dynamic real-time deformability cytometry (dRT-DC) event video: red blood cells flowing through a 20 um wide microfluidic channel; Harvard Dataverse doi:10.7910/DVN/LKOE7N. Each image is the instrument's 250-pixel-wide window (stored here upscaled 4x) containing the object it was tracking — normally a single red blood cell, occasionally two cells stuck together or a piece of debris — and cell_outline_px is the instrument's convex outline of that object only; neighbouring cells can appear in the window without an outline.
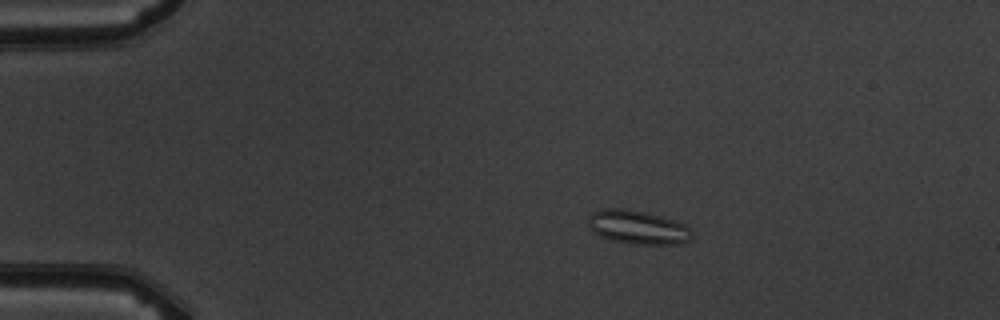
{"species": "common noctule bat (a hibernating species)", "species_latin": "Nyctalus noctula", "temperature_condition": "warm", "stored_images_in_passage": 7, "camera_frame_rate_fps": 3000, "um_per_image_px": 0.085, "animal": {"sex": "male", "body_mass_g": 19.5, "forearm_length_mm": 54.6}, "frame": {"image": 1, "passage_image": 4, "time_ms": 3.333, "image_size_px": [1000, 320], "cell_outline_px": [[692, 236], [684, 244], [632, 244], [608, 240], [592, 232], [588, 224], [588, 216], [592, 212], [600, 208], [624, 208], [644, 212], [676, 220], [684, 224], [688, 228]], "centroid_in_image_um": [54.15, 19.32], "position_along_channel_um": 30.8, "area_um2": 20.63}}
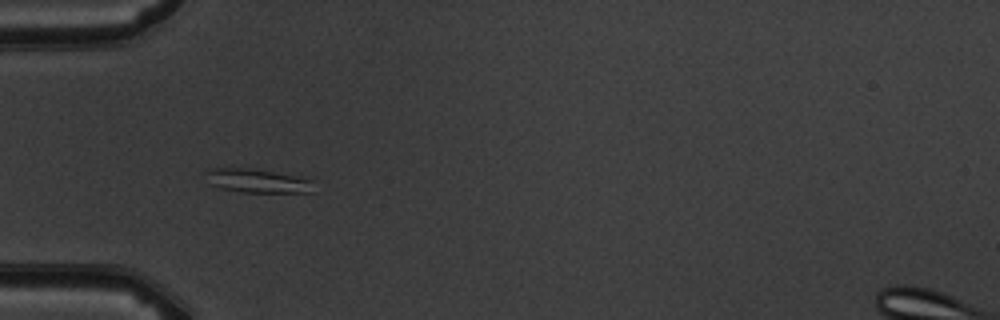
{"frame": {"image": 2, "passage_image": 6, "time_ms": 5.667, "image_size_px": [1000, 320], "cell_outline_px": [[312, 192], [240, 192], [220, 188], [208, 184], [204, 172], [208, 168], [248, 168], [312, 176]], "centroid_in_image_um": [21.91, 15.35], "position_along_channel_um": 63.1, "area_um2": 15.61}}